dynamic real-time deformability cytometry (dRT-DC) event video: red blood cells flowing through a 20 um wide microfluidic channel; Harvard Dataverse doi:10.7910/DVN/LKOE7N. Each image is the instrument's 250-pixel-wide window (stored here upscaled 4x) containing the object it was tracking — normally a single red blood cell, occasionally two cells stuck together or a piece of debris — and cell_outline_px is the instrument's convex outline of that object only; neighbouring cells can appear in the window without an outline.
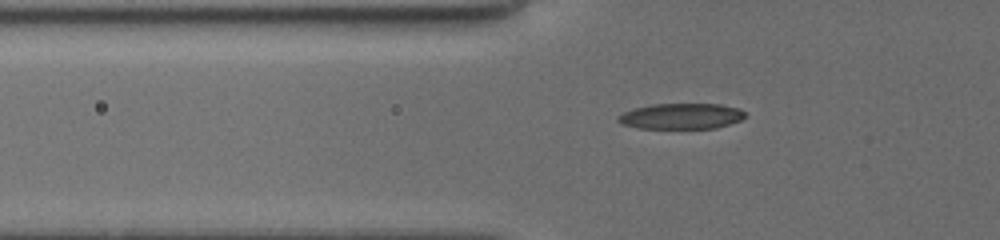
{"species": "common noctule bat (a hibernating species)", "species_latin": "Nyctalus noctula", "temperature_condition": "cold", "stored_images_in_passage": 14, "camera_frame_rate_fps": 3000, "um_per_image_px": 0.085, "animal": {"sex": "female", "body_mass_g": 19.5, "forearm_length_mm": 54.1}, "frame": {"image": 1, "passage_image": 2, "time_ms": 0.333, "image_size_px": [1000, 240], "cell_outline_px": [[744, 116], [740, 120], [716, 128], [640, 128], [624, 124], [616, 120], [624, 112], [636, 108], [652, 104], [720, 104], [736, 108], [744, 112]], "centroid_in_image_um": [57.91, 9.87], "position_along_channel_um": 67.9, "area_um2": 18.61}}
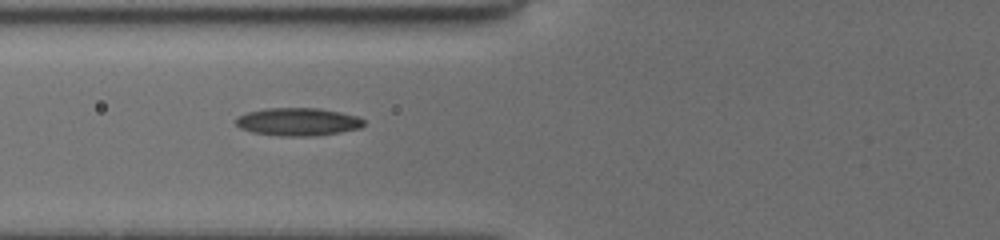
{"frame": {"image": 2, "passage_image": 7, "time_ms": 1.333, "image_size_px": [1000, 240], "cell_outline_px": [[364, 124], [360, 128], [340, 132], [312, 136], [276, 136], [252, 132], [240, 128], [236, 124], [236, 116], [244, 112], [264, 108], [320, 108], [340, 112], [356, 116], [364, 120]], "centroid_in_image_um": [25.27, 10.35], "position_along_channel_um": 100.5, "area_um2": 20.98}}